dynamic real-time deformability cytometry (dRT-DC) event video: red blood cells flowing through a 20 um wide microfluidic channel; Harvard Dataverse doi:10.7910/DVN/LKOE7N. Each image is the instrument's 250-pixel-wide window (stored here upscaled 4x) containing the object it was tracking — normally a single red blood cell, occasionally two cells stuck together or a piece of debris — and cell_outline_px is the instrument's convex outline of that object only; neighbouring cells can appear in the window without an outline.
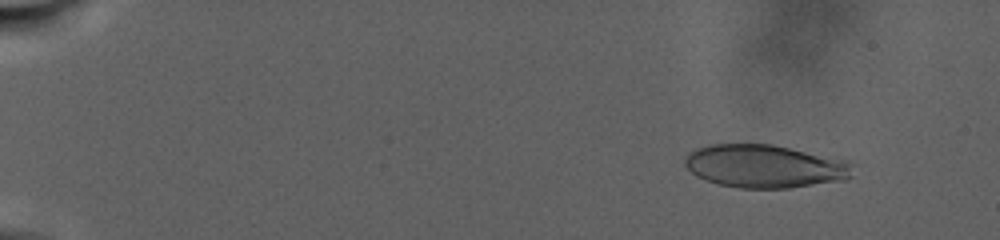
{"species": "human", "species_latin": "Homo sapiens", "temperature_condition": "warm", "stored_images_in_passage": 48, "camera_frame_rate_fps": 3000, "um_per_image_px": 0.085, "donor": {"sex": "male"}, "frame": {"image": 1, "passage_image": 16, "time_ms": 3.333, "image_size_px": [1000, 240], "cell_outline_px": [[852, 176], [844, 180], [788, 188], [740, 188], [716, 184], [696, 176], [684, 164], [684, 160], [688, 152], [696, 148], [708, 144], [772, 144], [852, 160]], "centroid_in_image_um": [65.03, 14.12], "position_along_channel_um": 20.0, "area_um2": 42.66}}
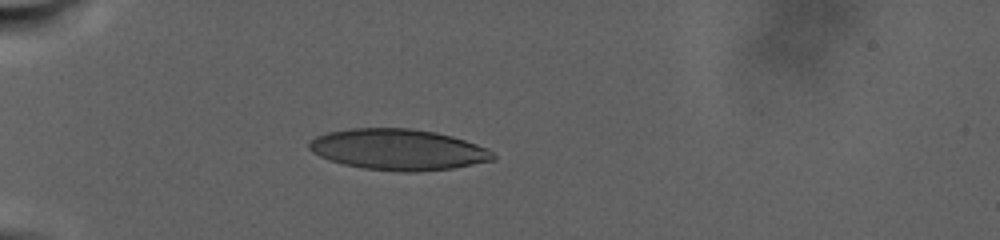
{"frame": {"image": 2, "passage_image": 43, "time_ms": 10.333, "image_size_px": [1000, 240], "cell_outline_px": [[496, 160], [452, 168], [416, 172], [400, 172], [364, 168], [344, 164], [328, 160], [312, 152], [308, 148], [308, 144], [316, 136], [328, 132], [352, 128], [412, 128], [436, 132], [452, 136], [488, 148], [496, 156]], "centroid_in_image_um": [33.86, 12.71], "position_along_channel_um": 51.1, "area_um2": 44.04}}